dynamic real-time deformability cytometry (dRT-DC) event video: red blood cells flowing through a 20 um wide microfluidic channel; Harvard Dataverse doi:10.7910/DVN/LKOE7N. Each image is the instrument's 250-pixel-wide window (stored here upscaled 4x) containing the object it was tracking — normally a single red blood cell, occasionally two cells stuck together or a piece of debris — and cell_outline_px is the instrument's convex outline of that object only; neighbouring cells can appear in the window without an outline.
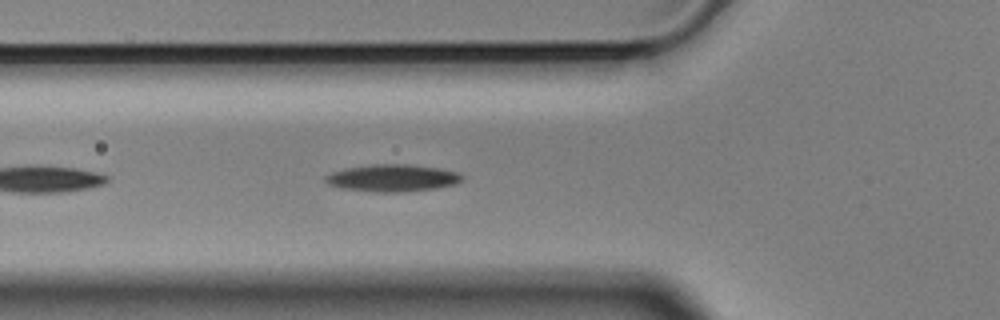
{"species": "Egyptian fruit bat (a non-hibernating species)", "species_latin": "Rousettus aegyptiacus", "temperature_condition": "cold", "stored_images_in_passage": 10, "camera_frame_rate_fps": 3000, "um_per_image_px": 0.085, "animal": {"sex": "male"}, "frame": {"image": 1, "passage_image": 6, "time_ms": 1.667, "image_size_px": [1000, 320], "cell_outline_px": [[464, 180], [456, 184], [436, 188], [400, 192], [376, 192], [340, 188], [328, 184], [324, 180], [324, 176], [332, 172], [344, 168], [372, 164], [408, 164], [440, 168], [460, 172], [464, 176]], "centroid_in_image_um": [33.38, 15.12], "position_along_channel_um": 92.4, "area_um2": 21.91}}
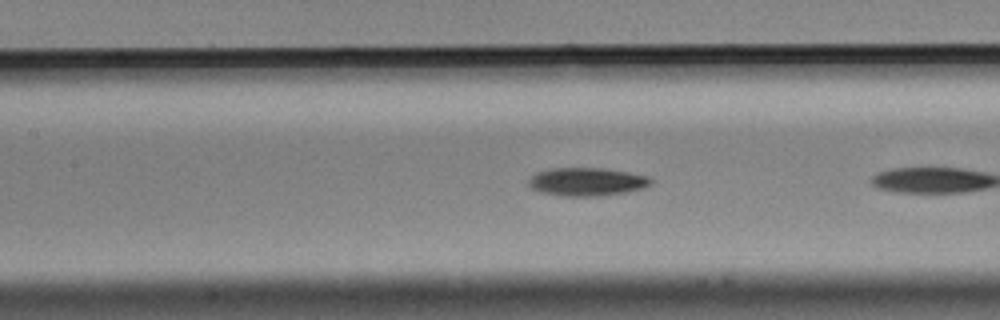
{"frame": {"image": 2, "passage_image": 9, "time_ms": 2.667, "image_size_px": [1000, 320], "cell_outline_px": [[652, 184], [644, 188], [628, 192], [596, 196], [560, 196], [544, 192], [532, 188], [528, 184], [528, 180], [536, 172], [552, 168], [600, 168], [628, 172], [652, 176]], "centroid_in_image_um": [49.93, 15.45], "position_along_channel_um": 157.5, "area_um2": 20.17}}